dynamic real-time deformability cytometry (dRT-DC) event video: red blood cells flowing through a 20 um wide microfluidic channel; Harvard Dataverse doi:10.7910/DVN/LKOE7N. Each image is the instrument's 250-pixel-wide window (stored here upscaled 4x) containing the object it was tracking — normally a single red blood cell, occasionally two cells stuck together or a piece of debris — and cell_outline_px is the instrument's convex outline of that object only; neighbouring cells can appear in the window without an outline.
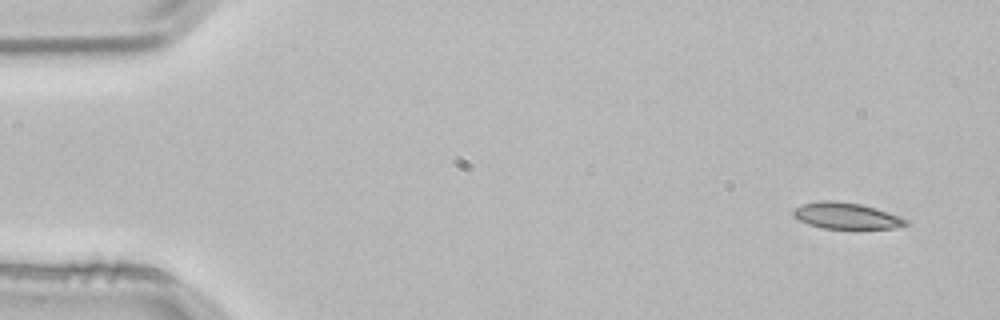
{"species": "common noctule bat (a hibernating species)", "species_latin": "Nyctalus noctula", "temperature_condition": "room temperature", "stored_images_in_passage": 3, "camera_frame_rate_fps": 3000, "um_per_image_px": 0.085, "animal": {"sex": "male", "body_mass_g": 21.5, "forearm_length_mm": 52.0}, "frame": {"image": 1, "passage_image": 1, "time_ms": 0.0, "image_size_px": [1000, 320], "cell_outline_px": [[908, 224], [896, 228], [824, 228], [808, 224], [792, 216], [792, 212], [800, 204], [820, 200], [832, 200], [860, 204], [876, 208], [908, 220]], "centroid_in_image_um": [71.89, 18.33], "position_along_channel_um": 13.1, "area_um2": 17.05}}
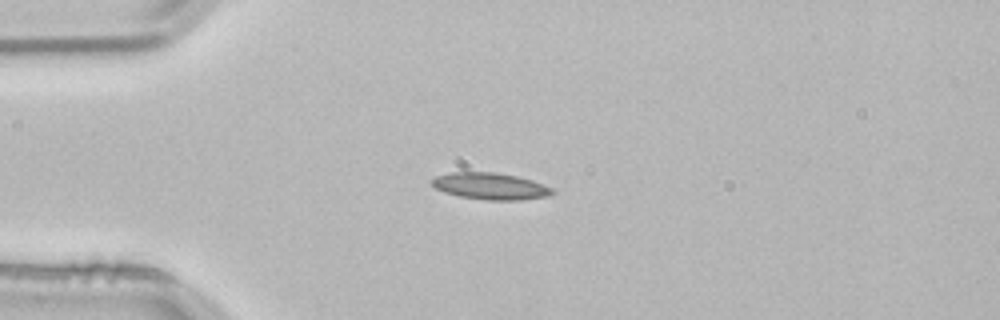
{"frame": {"image": 2, "passage_image": 3, "time_ms": 0.667, "image_size_px": [1000, 320], "cell_outline_px": [[556, 192], [548, 196], [520, 200], [488, 200], [460, 196], [444, 192], [436, 188], [432, 184], [432, 180], [436, 176], [448, 172], [496, 172], [516, 176], [532, 180], [552, 188]], "centroid_in_image_um": [41.69, 15.82], "position_along_channel_um": 43.3, "area_um2": 18.67}}